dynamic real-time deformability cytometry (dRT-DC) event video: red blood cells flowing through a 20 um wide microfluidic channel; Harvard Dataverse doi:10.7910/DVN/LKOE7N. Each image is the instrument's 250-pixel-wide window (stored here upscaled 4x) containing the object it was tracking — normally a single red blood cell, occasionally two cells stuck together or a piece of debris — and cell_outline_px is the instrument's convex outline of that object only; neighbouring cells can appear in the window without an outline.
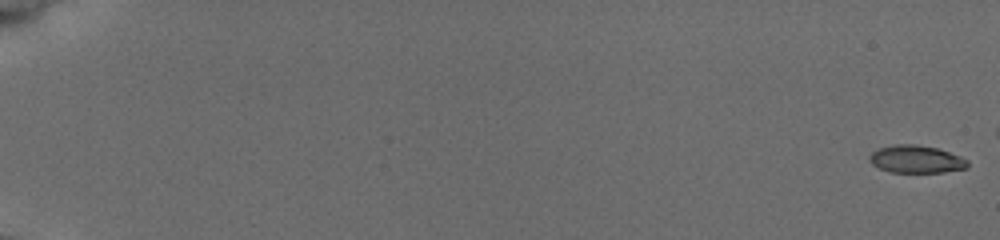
{"species": "common noctule bat (a hibernating species)", "species_latin": "Nyctalus noctula", "temperature_condition": "cold", "stored_images_in_passage": 12, "camera_frame_rate_fps": 3000, "um_per_image_px": 0.085, "animal": {"sex": "female", "body_mass_g": 19.5, "forearm_length_mm": 54.1}, "frame": {"image": 1, "passage_image": 1, "time_ms": 0.0, "image_size_px": [1000, 240], "cell_outline_px": [[968, 168], [944, 172], [892, 172], [880, 168], [872, 164], [868, 160], [868, 156], [872, 152], [880, 148], [892, 144], [916, 144], [936, 148], [960, 156], [968, 160]], "centroid_in_image_um": [77.87, 13.53], "position_along_channel_um": 7.1, "area_um2": 15.78}}